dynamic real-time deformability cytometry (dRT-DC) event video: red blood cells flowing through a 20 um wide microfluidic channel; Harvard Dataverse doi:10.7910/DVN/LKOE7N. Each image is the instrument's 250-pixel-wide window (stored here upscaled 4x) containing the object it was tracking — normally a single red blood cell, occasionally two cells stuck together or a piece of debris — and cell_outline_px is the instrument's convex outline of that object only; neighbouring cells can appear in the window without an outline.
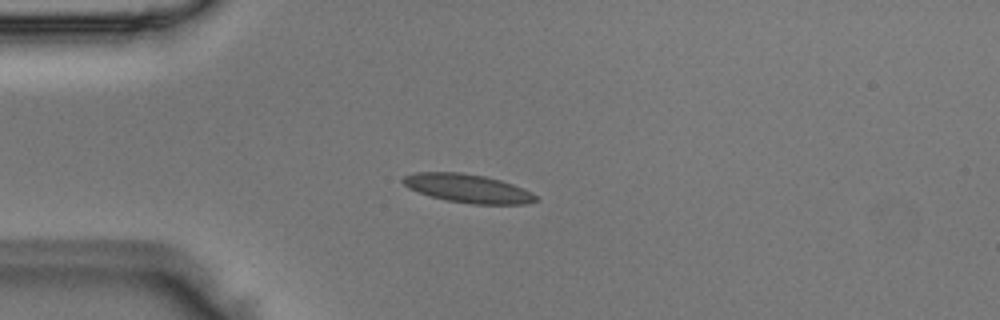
{"species": "Egyptian fruit bat (a non-hibernating species)", "species_latin": "Rousettus aegyptiacus", "temperature_condition": "room temperature", "stored_images_in_passage": 5, "camera_frame_rate_fps": 3000, "um_per_image_px": 0.085, "animal": {"sex": "male"}, "frame": {"image": 1, "passage_image": 3, "time_ms": 0.667, "image_size_px": [1000, 320], "cell_outline_px": [[536, 200], [528, 204], [472, 204], [448, 200], [428, 196], [408, 188], [400, 180], [404, 176], [416, 172], [460, 172], [484, 176], [500, 180], [512, 184], [532, 192], [536, 196]], "centroid_in_image_um": [39.73, 16.01], "position_along_channel_um": 45.3, "area_um2": 22.02}}